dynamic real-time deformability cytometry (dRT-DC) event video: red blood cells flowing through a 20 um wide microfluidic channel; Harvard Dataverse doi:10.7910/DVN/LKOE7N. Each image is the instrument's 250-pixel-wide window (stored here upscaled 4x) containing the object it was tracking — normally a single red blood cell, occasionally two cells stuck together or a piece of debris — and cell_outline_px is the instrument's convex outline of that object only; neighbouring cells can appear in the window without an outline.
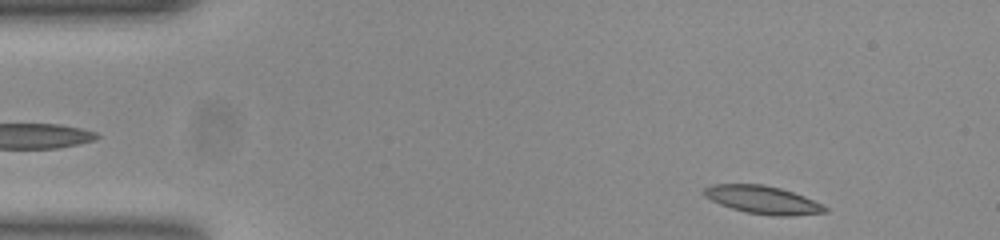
{"species": "common noctule bat (a hibernating species)", "species_latin": "Nyctalus noctula", "temperature_condition": "room temperature", "stored_images_in_passage": 48, "camera_frame_rate_fps": 3000, "um_per_image_px": 0.085, "animal": {"sex": "female", "body_mass_g": 23.0, "forearm_length_mm": 53.4}, "frame": {"image": 1, "passage_image": 2, "time_ms": 0.333, "image_size_px": [1000, 240], "cell_outline_px": [[828, 212], [788, 216], [776, 216], [748, 212], [732, 208], [720, 204], [704, 196], [700, 192], [704, 188], [712, 184], [764, 184], [780, 188], [804, 196], [828, 208]], "centroid_in_image_um": [64.8, 16.97], "position_along_channel_um": 20.2, "area_um2": 19.54}}
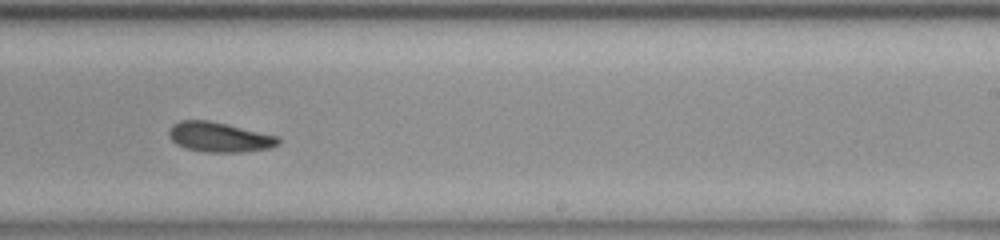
{"frame": {"image": 2, "passage_image": 28, "time_ms": 9.0, "image_size_px": [1000, 240], "cell_outline_px": [[280, 144], [268, 148], [244, 152], [204, 152], [184, 148], [176, 144], [168, 136], [168, 132], [172, 124], [180, 120], [208, 120], [280, 136]], "centroid_in_image_um": [18.63, 11.66], "position_along_channel_um": 270.4, "area_um2": 19.19}}
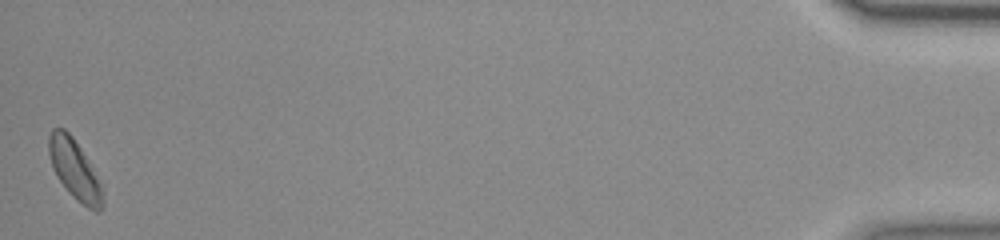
{"frame": {"image": 3, "passage_image": 48, "time_ms": 15.667, "image_size_px": [1000, 240], "cell_outline_px": [[104, 208], [100, 212], [96, 212], [88, 208], [72, 196], [68, 192], [52, 168], [48, 152], [48, 136], [52, 128], [64, 128], [72, 136], [80, 148], [100, 184], [104, 192]], "centroid_in_image_um": [6.34, 14.44], "position_along_channel_um": 428.9, "area_um2": 18.55}, "authors_computed_cell_mechanics": {"area_um2": 19.074, "velocity_mm_per_s": 3.8468, "shape_relaxation_time_tau1_ms": 10.4027, "shape_relaxation_time_tau2_ms": null, "deformation_change_tau1": 0.2626, "deformation_change_tau2": null}}